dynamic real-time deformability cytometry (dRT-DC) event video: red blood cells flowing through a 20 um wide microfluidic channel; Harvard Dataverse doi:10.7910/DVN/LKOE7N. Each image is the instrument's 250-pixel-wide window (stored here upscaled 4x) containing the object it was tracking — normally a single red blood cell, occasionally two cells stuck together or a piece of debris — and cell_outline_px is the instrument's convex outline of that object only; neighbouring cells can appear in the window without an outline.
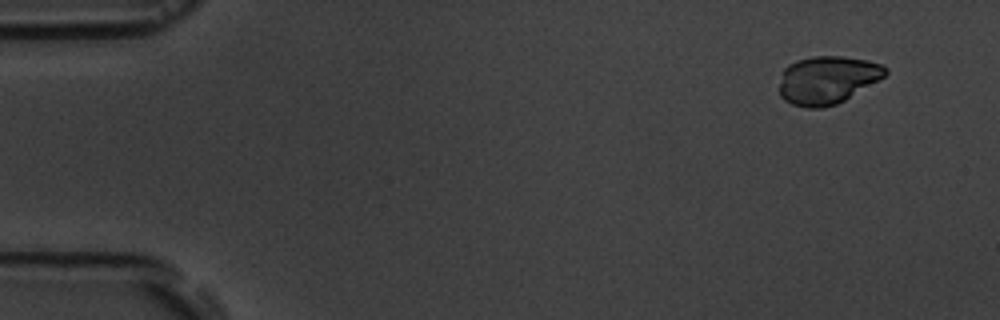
{"species": "common noctule bat (a hibernating species)", "species_latin": "Nyctalus noctula", "temperature_condition": "room temperature", "stored_images_in_passage": 10, "camera_frame_rate_fps": 3000, "um_per_image_px": 0.085, "animal": {"sex": "male", "body_mass_g": 19.5, "forearm_length_mm": 54.6}, "frame": {"image": 1, "passage_image": 1, "time_ms": 0.0, "image_size_px": [1000, 320], "cell_outline_px": [[888, 72], [884, 76], [844, 100], [836, 104], [824, 108], [808, 108], [792, 104], [784, 100], [780, 96], [780, 84], [784, 68], [788, 64], [796, 60], [812, 56], [840, 56], [868, 60], [880, 64], [888, 68]], "centroid_in_image_um": [70.3, 6.79], "position_along_channel_um": 14.7, "area_um2": 29.48}}